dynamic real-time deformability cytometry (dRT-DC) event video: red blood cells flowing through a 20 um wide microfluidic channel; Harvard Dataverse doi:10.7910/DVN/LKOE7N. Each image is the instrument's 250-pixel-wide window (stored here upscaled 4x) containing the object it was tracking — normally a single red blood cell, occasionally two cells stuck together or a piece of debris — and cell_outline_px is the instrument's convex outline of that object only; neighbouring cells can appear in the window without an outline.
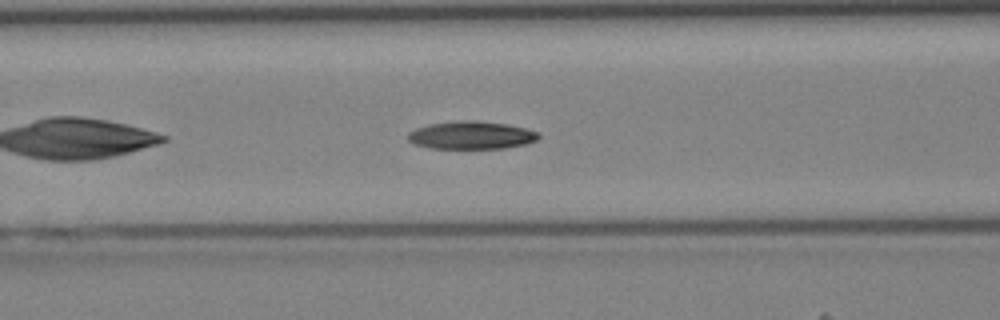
{"species": "Egyptian fruit bat (a non-hibernating species)", "species_latin": "Rousettus aegyptiacus", "temperature_condition": "cold", "stored_images_in_passage": 31, "camera_frame_rate_fps": 3000, "um_per_image_px": 0.085, "animal": {"sex": "female"}, "frame": {"image": 1, "passage_image": 6, "time_ms": 1.667, "image_size_px": [1000, 320], "cell_outline_px": [[540, 136], [536, 140], [528, 144], [504, 148], [432, 148], [412, 144], [408, 140], [408, 132], [416, 128], [428, 124], [464, 120], [476, 120], [508, 124], [540, 132]], "centroid_in_image_um": [40.07, 11.49], "position_along_channel_um": 126.5, "area_um2": 21.33}}
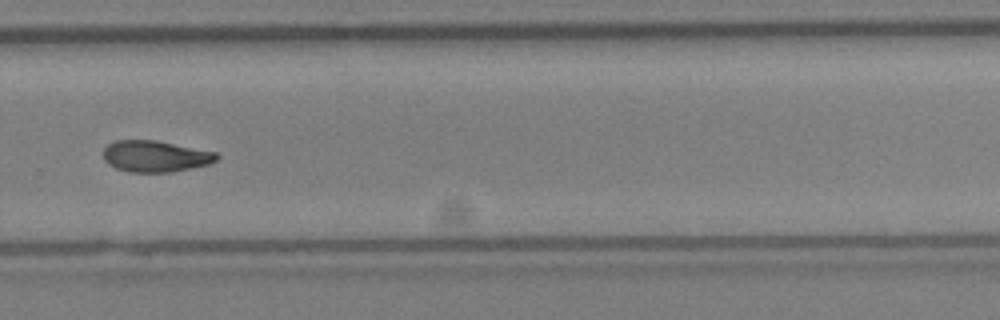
{"frame": {"image": 2, "passage_image": 18, "time_ms": 5.667, "image_size_px": [1000, 320], "cell_outline_px": [[220, 156], [216, 160], [208, 164], [192, 168], [172, 172], [128, 172], [116, 168], [108, 164], [104, 160], [104, 148], [108, 144], [116, 140], [156, 140], [216, 152]], "centroid_in_image_um": [13.2, 13.28], "position_along_channel_um": 316.6, "area_um2": 20.75}}
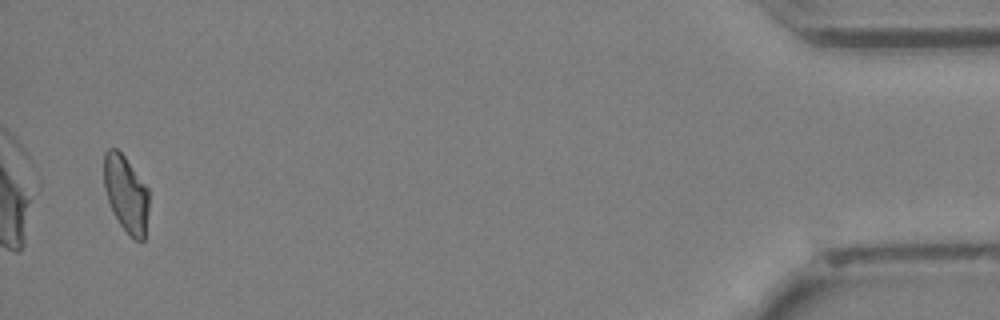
{"frame": {"image": 3, "passage_image": 30, "time_ms": 9.667, "image_size_px": [1000, 320], "cell_outline_px": [[148, 208], [144, 240], [136, 240], [120, 224], [108, 200], [104, 188], [104, 152], [108, 148], [116, 148], [124, 156], [148, 188]], "centroid_in_image_um": [10.7, 16.43], "position_along_channel_um": 424.5, "area_um2": 19.65}}